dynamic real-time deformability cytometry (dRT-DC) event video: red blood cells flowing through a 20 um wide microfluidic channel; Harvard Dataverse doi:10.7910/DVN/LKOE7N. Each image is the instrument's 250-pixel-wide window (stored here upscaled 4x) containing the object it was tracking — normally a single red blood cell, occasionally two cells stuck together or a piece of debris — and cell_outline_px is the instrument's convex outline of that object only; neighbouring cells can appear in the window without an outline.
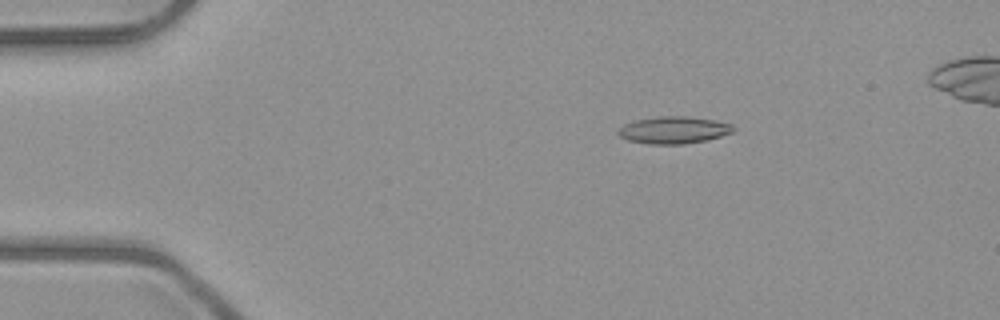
{"species": "common noctule bat (a hibernating species)", "species_latin": "Nyctalus noctula", "temperature_condition": "room temperature", "stored_images_in_passage": 5, "camera_frame_rate_fps": 3000, "um_per_image_px": 0.085, "animal": {"sex": "male", "body_mass_g": 23.1, "forearm_length_mm": 52.7}, "frame": {"image": 1, "passage_image": 2, "time_ms": 1.333, "image_size_px": [1000, 320], "cell_outline_px": [[736, 132], [708, 140], [684, 144], [648, 144], [628, 140], [620, 136], [616, 132], [624, 124], [636, 120], [660, 116], [688, 116], [716, 120], [732, 124], [736, 128]], "centroid_in_image_um": [57.33, 11.05], "position_along_channel_um": 27.7, "area_um2": 18.44}}